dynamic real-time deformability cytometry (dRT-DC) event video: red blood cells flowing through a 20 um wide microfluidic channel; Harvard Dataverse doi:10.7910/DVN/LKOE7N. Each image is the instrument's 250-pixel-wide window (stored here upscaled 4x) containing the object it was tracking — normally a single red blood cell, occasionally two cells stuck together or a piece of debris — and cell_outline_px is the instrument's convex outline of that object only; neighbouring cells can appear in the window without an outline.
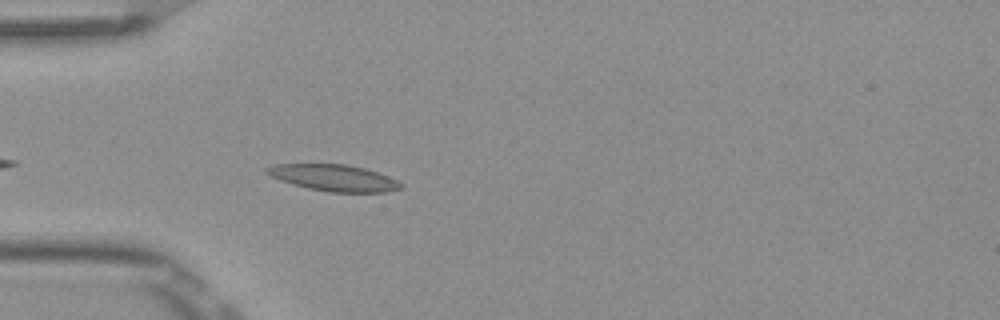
{"species": "Egyptian fruit bat (a non-hibernating species)", "species_latin": "Rousettus aegyptiacus", "temperature_condition": "room temperature", "stored_images_in_passage": 4, "camera_frame_rate_fps": 3000, "um_per_image_px": 0.085, "frame": {"image": 1, "passage_image": 4, "time_ms": 1.0, "image_size_px": [1000, 320], "cell_outline_px": [[404, 188], [388, 192], [328, 192], [308, 188], [292, 184], [280, 180], [264, 172], [264, 168], [276, 164], [348, 164], [364, 168], [388, 176], [404, 184]], "centroid_in_image_um": [28.4, 15.12], "position_along_channel_um": 56.6, "area_um2": 20.75}}